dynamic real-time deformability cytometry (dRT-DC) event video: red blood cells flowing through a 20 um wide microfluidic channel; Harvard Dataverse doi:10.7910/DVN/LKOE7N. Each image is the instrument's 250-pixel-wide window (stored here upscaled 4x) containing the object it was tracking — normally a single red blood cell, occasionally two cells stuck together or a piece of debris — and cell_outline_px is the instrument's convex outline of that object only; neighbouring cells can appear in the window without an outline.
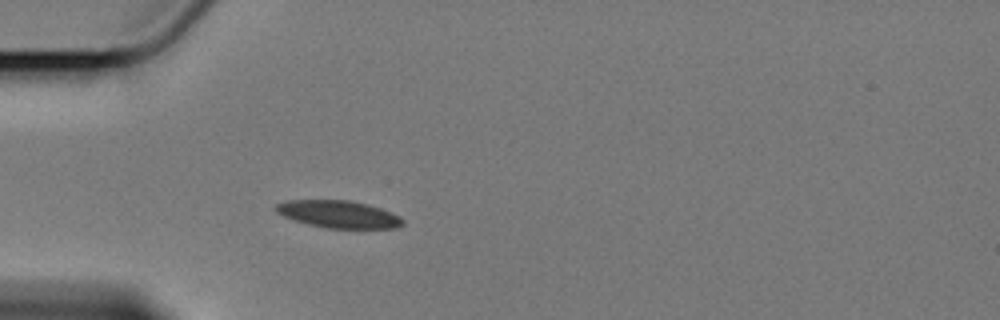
{"species": "Egyptian fruit bat (a non-hibernating species)", "species_latin": "Rousettus aegyptiacus", "temperature_condition": "cold", "stored_images_in_passage": 43, "camera_frame_rate_fps": 3000, "um_per_image_px": 0.085, "animal": {"sex": "female"}, "frame": {"image": 1, "passage_image": 1, "time_ms": 0.0, "image_size_px": [1000, 320], "cell_outline_px": [[404, 224], [396, 228], [328, 228], [308, 224], [284, 216], [276, 212], [272, 208], [276, 204], [292, 200], [348, 200], [368, 204], [380, 208], [400, 216], [404, 220]], "centroid_in_image_um": [28.79, 18.2], "position_along_channel_um": 56.2, "area_um2": 20.11}}
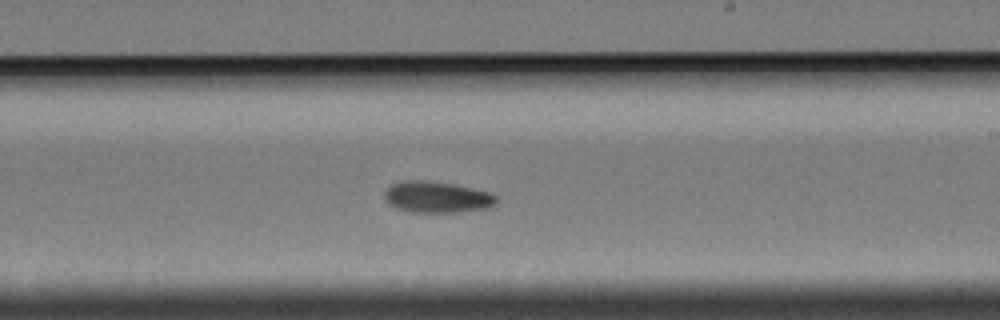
{"frame": {"image": 2, "passage_image": 19, "time_ms": 6.0, "image_size_px": [1000, 320], "cell_outline_px": [[496, 204], [488, 208], [456, 212], [408, 212], [396, 208], [388, 204], [384, 196], [384, 192], [392, 184], [408, 180], [420, 180], [452, 184], [472, 188], [488, 192], [496, 196]], "centroid_in_image_um": [37.11, 16.76], "position_along_channel_um": 251.9, "area_um2": 20.23}}
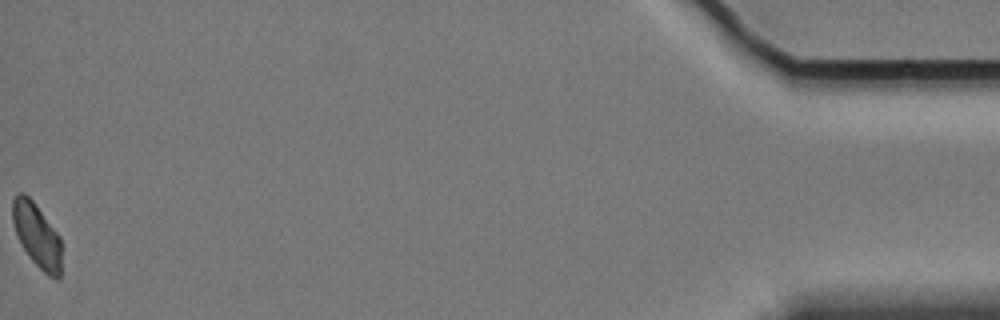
{"frame": {"image": 3, "passage_image": 43, "time_ms": 14.0, "image_size_px": [1000, 320], "cell_outline_px": [[60, 276], [56, 280], [48, 276], [28, 256], [20, 244], [12, 220], [12, 200], [20, 192], [24, 192], [32, 200], [60, 236]], "centroid_in_image_um": [3.12, 20.0], "position_along_channel_um": 432.1, "area_um2": 18.09}, "authors_computed_cell_mechanics": {"area_um2": 19.8254, "velocity_mm_per_s": 3.3812, "shape_relaxation_time_tau1_ms": 5.3605, "shape_relaxation_time_tau2_ms": null, "deformation_change_tau1": 0.0841, "deformation_change_tau2": null}}